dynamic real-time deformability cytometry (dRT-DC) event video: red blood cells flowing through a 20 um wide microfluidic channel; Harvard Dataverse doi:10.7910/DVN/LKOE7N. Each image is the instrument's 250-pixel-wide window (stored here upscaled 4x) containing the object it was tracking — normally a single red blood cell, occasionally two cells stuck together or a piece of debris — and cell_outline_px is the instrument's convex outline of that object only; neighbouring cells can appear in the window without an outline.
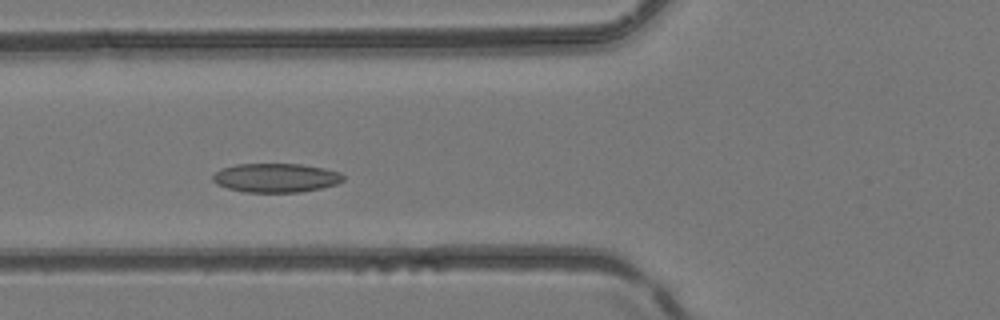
{"species": "common noctule bat (a hibernating species)", "species_latin": "Nyctalus noctula", "temperature_condition": "room temperature", "stored_images_in_passage": 4, "camera_frame_rate_fps": 3000, "um_per_image_px": 0.085, "animal": {"sex": "female", "body_mass_g": 24.6, "forearm_length_mm": 56.2}, "frame": {"image": 1, "passage_image": 4, "time_ms": 1.0, "image_size_px": [1000, 320], "cell_outline_px": [[344, 180], [336, 184], [320, 188], [300, 192], [244, 192], [228, 188], [216, 184], [212, 180], [212, 176], [220, 168], [236, 164], [300, 164], [324, 168], [340, 172], [344, 176]], "centroid_in_image_um": [23.43, 15.11], "position_along_channel_um": 102.4, "area_um2": 22.08}}